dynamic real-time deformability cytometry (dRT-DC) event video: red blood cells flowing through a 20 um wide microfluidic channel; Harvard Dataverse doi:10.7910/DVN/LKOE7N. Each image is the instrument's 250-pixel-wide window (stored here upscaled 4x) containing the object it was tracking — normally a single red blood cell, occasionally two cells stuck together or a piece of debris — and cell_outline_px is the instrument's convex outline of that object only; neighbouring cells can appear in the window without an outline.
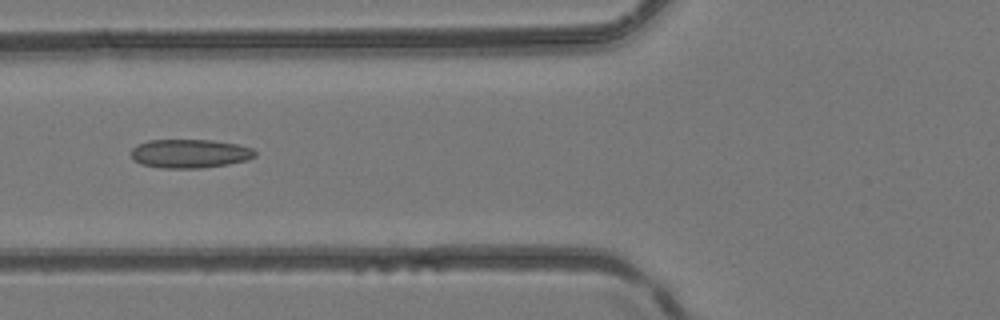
{"species": "common noctule bat (a hibernating species)", "species_latin": "Nyctalus noctula", "temperature_condition": "room temperature", "stored_images_in_passage": 5, "camera_frame_rate_fps": 3000, "um_per_image_px": 0.085, "animal": {"sex": "female", "body_mass_g": 24.6, "forearm_length_mm": 56.2}, "frame": {"image": 1, "passage_image": 5, "time_ms": 1.333, "image_size_px": [1000, 320], "cell_outline_px": [[256, 156], [248, 160], [228, 164], [200, 168], [164, 168], [140, 164], [132, 160], [132, 148], [148, 140], [212, 140], [236, 144], [252, 148], [256, 152]], "centroid_in_image_um": [16.14, 13.06], "position_along_channel_um": 109.7, "area_um2": 20.75}}